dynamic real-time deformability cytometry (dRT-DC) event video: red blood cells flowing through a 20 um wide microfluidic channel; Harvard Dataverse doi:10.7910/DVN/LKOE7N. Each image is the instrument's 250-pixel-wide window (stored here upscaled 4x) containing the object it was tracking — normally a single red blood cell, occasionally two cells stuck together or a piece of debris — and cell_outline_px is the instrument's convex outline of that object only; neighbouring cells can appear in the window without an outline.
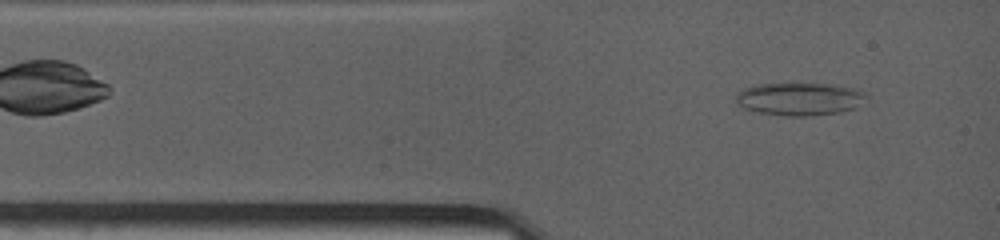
{"species": "common noctule bat (a hibernating species)", "species_latin": "Nyctalus noctula", "temperature_condition": "warm", "stored_images_in_passage": 14, "camera_frame_rate_fps": 4500, "um_per_image_px": 0.085, "animal": {"sex": "female", "body_mass_g": 19.0, "forearm_length_mm": 53.3}, "frame": {"image": 1, "passage_image": 1, "time_ms": 0.0, "image_size_px": [1000, 240], "cell_outline_px": [[868, 96], [856, 108], [840, 112], [804, 116], [784, 116], [760, 112], [744, 108], [736, 104], [736, 92], [744, 88], [756, 84], [828, 84], [852, 88], [864, 92]], "centroid_in_image_um": [67.94, 8.41], "position_along_channel_um": 17.1, "area_um2": 24.8}}
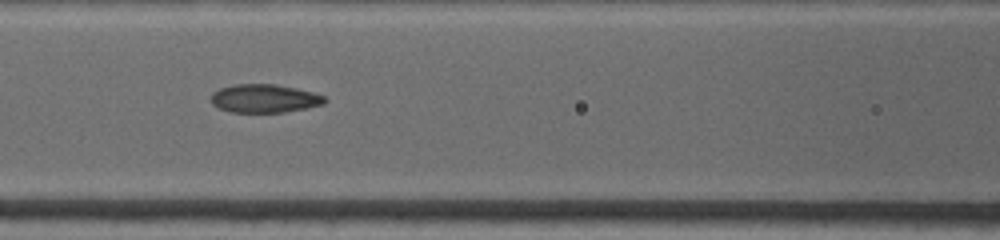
{"frame": {"image": 2, "passage_image": 8, "time_ms": 3.778, "image_size_px": [1000, 240], "cell_outline_px": [[328, 100], [324, 104], [308, 108], [284, 112], [228, 112], [212, 104], [208, 100], [212, 92], [220, 88], [232, 84], [276, 84], [296, 88], [312, 92], [324, 96]], "centroid_in_image_um": [22.45, 8.37], "position_along_channel_um": 144.2, "area_um2": 19.07}}
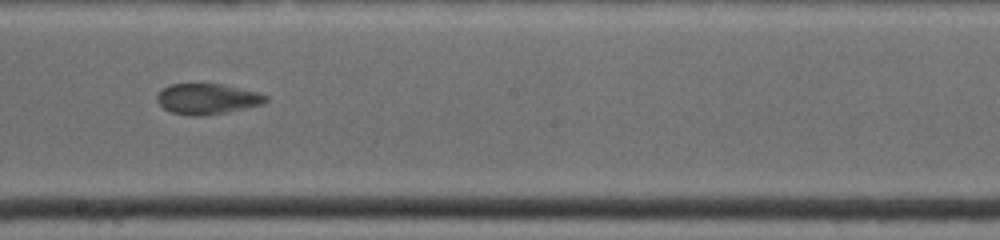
{"frame": {"image": 3, "passage_image": 14, "time_ms": 6.0, "image_size_px": [1000, 240], "cell_outline_px": [[268, 100], [264, 104], [228, 112], [204, 116], [192, 116], [168, 112], [156, 100], [156, 96], [164, 88], [172, 84], [220, 84], [256, 92], [268, 96]], "centroid_in_image_um": [17.62, 8.43], "position_along_channel_um": 230.6, "area_um2": 19.36}}